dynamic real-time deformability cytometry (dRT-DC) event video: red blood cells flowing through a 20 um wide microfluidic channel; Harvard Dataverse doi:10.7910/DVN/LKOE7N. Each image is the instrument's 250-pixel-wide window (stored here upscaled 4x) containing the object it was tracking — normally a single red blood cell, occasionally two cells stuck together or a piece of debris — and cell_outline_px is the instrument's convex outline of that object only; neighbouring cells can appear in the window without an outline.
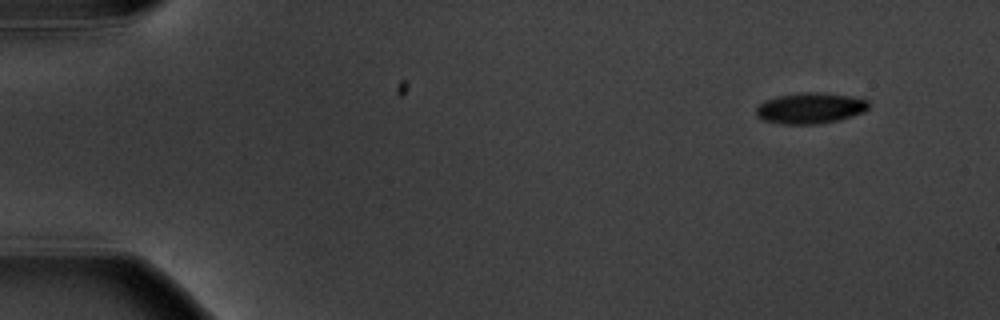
{"species": "common noctule bat (a hibernating species)", "species_latin": "Nyctalus noctula", "temperature_condition": "warm", "stored_images_in_passage": 10, "camera_frame_rate_fps": 3000, "um_per_image_px": 0.085, "animal": {"sex": "male", "body_mass_g": 20.1, "forearm_length_mm": 53.5}, "frame": {"image": 1, "passage_image": 1, "time_ms": 0.0, "image_size_px": [1000, 320], "cell_outline_px": [[868, 108], [864, 112], [840, 120], [816, 124], [780, 124], [764, 120], [756, 116], [756, 108], [764, 100], [780, 96], [804, 92], [816, 92], [848, 96], [868, 100]], "centroid_in_image_um": [68.86, 9.21], "position_along_channel_um": 16.1, "area_um2": 20.11}}
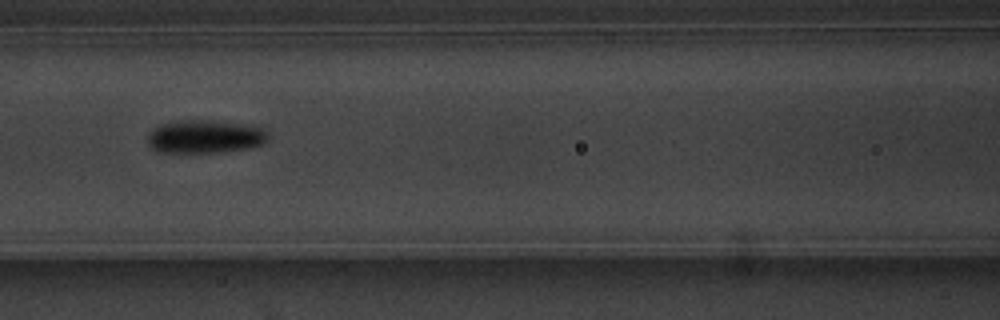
{"frame": {"image": 2, "passage_image": 7, "time_ms": 7.0, "image_size_px": [1000, 320], "cell_outline_px": [[268, 140], [264, 144], [244, 148], [212, 152], [160, 152], [152, 148], [148, 144], [148, 136], [156, 128], [164, 124], [188, 120], [200, 120], [252, 124], [260, 128], [268, 136]], "centroid_in_image_um": [17.45, 11.61], "position_along_channel_um": 149.1, "area_um2": 22.66}}